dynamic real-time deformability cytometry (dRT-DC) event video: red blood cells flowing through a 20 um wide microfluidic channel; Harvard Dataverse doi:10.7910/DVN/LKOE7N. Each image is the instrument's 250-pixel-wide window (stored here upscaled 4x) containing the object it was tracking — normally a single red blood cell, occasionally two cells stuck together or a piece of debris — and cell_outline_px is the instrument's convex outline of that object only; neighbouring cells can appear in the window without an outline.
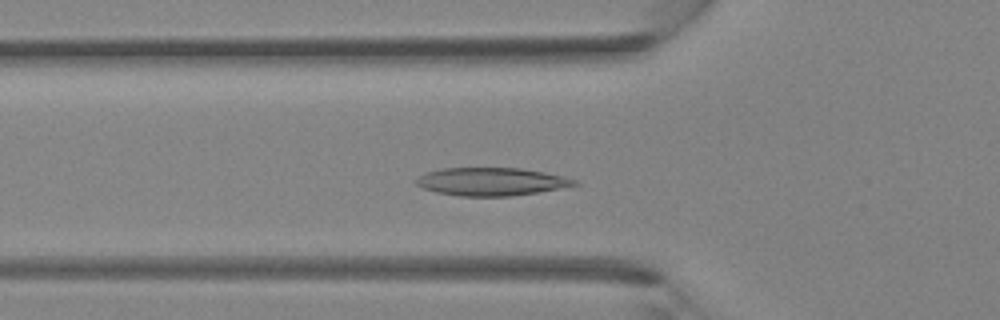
{"species": "Egyptian fruit bat (a non-hibernating species)", "species_latin": "Rousettus aegyptiacus", "temperature_condition": "room temperature", "stored_images_in_passage": 37, "camera_frame_rate_fps": 3000, "um_per_image_px": 0.085, "animal": {"sex": "female"}, "frame": {"image": 1, "passage_image": 11, "time_ms": 3.333, "image_size_px": [1000, 320], "cell_outline_px": [[580, 184], [536, 192], [512, 196], [460, 196], [436, 192], [424, 188], [416, 184], [416, 180], [420, 176], [428, 172], [444, 168], [520, 168], [544, 172], [576, 180]], "centroid_in_image_um": [41.75, 15.44], "position_along_channel_um": 84.1, "area_um2": 25.37}}
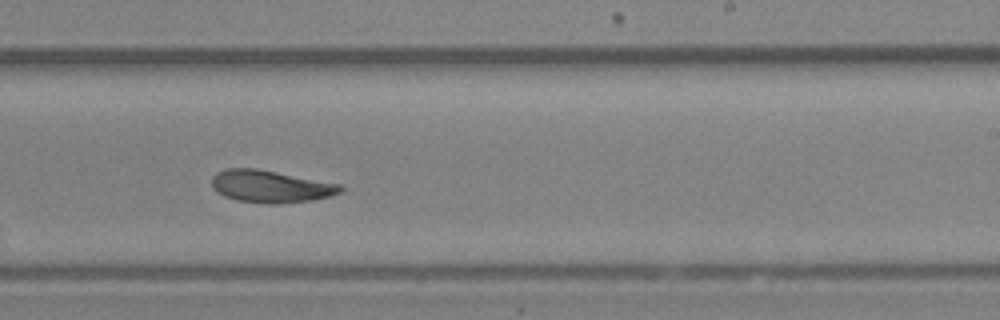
{"frame": {"image": 2, "passage_image": 22, "time_ms": 7.0, "image_size_px": [1000, 320], "cell_outline_px": [[344, 188], [340, 192], [328, 196], [312, 200], [276, 204], [268, 204], [236, 200], [224, 196], [216, 192], [212, 188], [212, 176], [216, 172], [224, 168], [256, 168], [340, 184]], "centroid_in_image_um": [22.94, 15.84], "position_along_channel_um": 266.1, "area_um2": 24.22}}
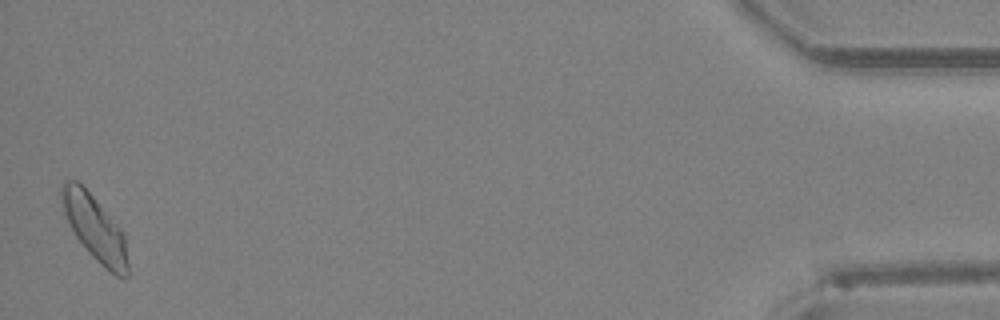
{"frame": {"image": 3, "passage_image": 37, "time_ms": 12.0, "image_size_px": [1000, 320], "cell_outline_px": [[128, 276], [116, 276], [100, 264], [88, 252], [76, 236], [64, 212], [60, 192], [60, 188], [64, 180], [76, 180], [96, 200], [124, 232], [128, 264]], "centroid_in_image_um": [8.07, 19.39], "position_along_channel_um": 427.1, "area_um2": 24.68}}